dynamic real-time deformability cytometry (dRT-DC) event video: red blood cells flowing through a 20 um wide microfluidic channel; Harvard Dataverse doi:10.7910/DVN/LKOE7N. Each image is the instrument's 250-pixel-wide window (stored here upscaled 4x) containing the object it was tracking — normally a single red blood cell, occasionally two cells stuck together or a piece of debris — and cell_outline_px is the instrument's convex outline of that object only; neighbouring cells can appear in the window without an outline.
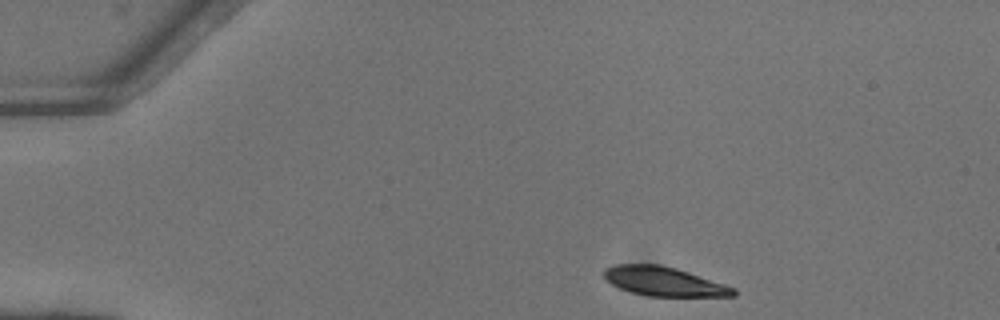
{"species": "common noctule bat (a hibernating species)", "species_latin": "Nyctalus noctula", "temperature_condition": "warm", "stored_images_in_passage": 43, "camera_frame_rate_fps": 3000, "um_per_image_px": 0.085, "animal": {"sex": "female"}, "frame": {"image": 1, "passage_image": 1, "time_ms": 0.0, "image_size_px": [1000, 320], "cell_outline_px": [[736, 296], [648, 296], [632, 292], [620, 288], [612, 284], [604, 276], [604, 268], [616, 264], [660, 264], [676, 268], [736, 288]], "centroid_in_image_um": [56.44, 23.92], "position_along_channel_um": 28.6, "area_um2": 21.79}}
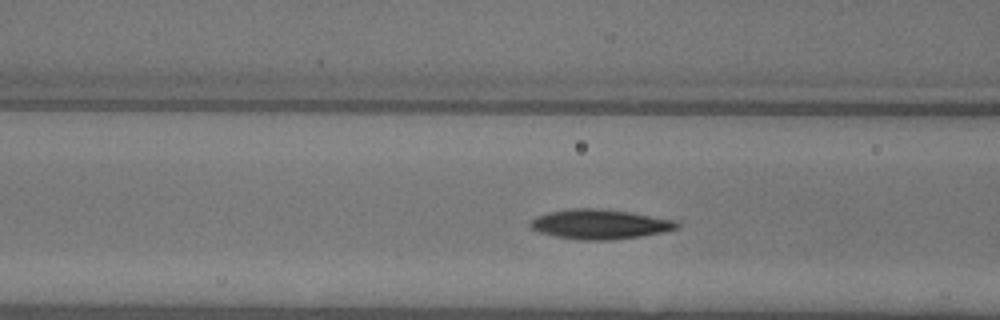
{"frame": {"image": 2, "passage_image": 13, "time_ms": 4.0, "image_size_px": [1000, 320], "cell_outline_px": [[680, 224], [676, 228], [664, 232], [640, 236], [612, 240], [580, 240], [556, 236], [540, 232], [532, 228], [528, 224], [536, 216], [548, 212], [572, 208], [604, 208], [632, 212], [672, 220]], "centroid_in_image_um": [50.96, 19.05], "position_along_channel_um": 115.6, "area_um2": 25.32}}
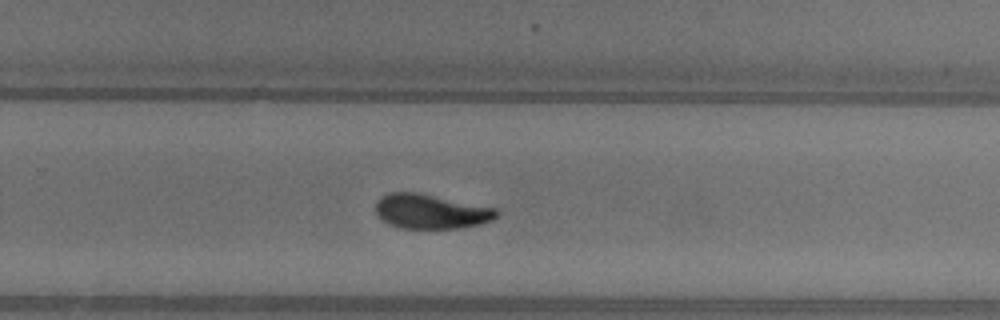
{"frame": {"image": 3, "passage_image": 26, "time_ms": 8.333, "image_size_px": [1000, 320], "cell_outline_px": [[500, 212], [492, 220], [480, 224], [460, 228], [400, 228], [388, 224], [376, 216], [376, 200], [380, 196], [388, 192], [416, 192], [496, 208]], "centroid_in_image_um": [36.58, 17.97], "position_along_channel_um": 293.2, "area_um2": 24.45}, "authors_computed_cell_mechanics": {"area_um2": 24.2182, "velocity_mm_per_s": 4.0983, "shape_relaxation_time_tau1_ms": 4.1241, "shape_relaxation_time_tau2_ms": 5.1679, "deformation_change_tau1": 0.1677, "deformation_change_tau2": 0.0975}}